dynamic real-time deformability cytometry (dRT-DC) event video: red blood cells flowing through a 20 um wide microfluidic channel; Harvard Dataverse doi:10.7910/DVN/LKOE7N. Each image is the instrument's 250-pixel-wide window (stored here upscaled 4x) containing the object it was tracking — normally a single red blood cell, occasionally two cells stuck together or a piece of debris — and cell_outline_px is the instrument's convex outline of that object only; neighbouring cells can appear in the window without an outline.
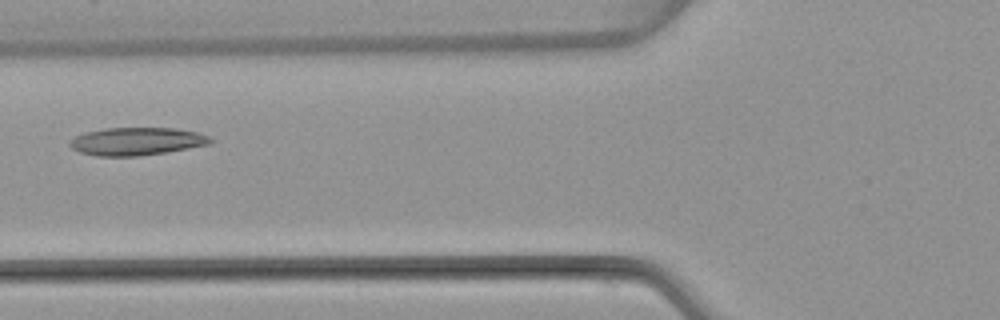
{"species": "common noctule bat (a hibernating species)", "species_latin": "Nyctalus noctula", "temperature_condition": "warm", "stored_images_in_passage": 5, "camera_frame_rate_fps": 3000, "um_per_image_px": 0.085, "animal": {"sex": "female", "body_mass_g": 22.7, "forearm_length_mm": 54.2}, "frame": {"image": 1, "passage_image": 5, "time_ms": 5.667, "image_size_px": [1000, 320], "cell_outline_px": [[216, 140], [208, 144], [188, 148], [140, 156], [96, 156], [80, 152], [72, 148], [68, 144], [68, 140], [84, 132], [104, 128], [176, 128], [196, 132], [208, 136]], "centroid_in_image_um": [11.58, 12.01], "position_along_channel_um": 114.2, "area_um2": 22.83}}